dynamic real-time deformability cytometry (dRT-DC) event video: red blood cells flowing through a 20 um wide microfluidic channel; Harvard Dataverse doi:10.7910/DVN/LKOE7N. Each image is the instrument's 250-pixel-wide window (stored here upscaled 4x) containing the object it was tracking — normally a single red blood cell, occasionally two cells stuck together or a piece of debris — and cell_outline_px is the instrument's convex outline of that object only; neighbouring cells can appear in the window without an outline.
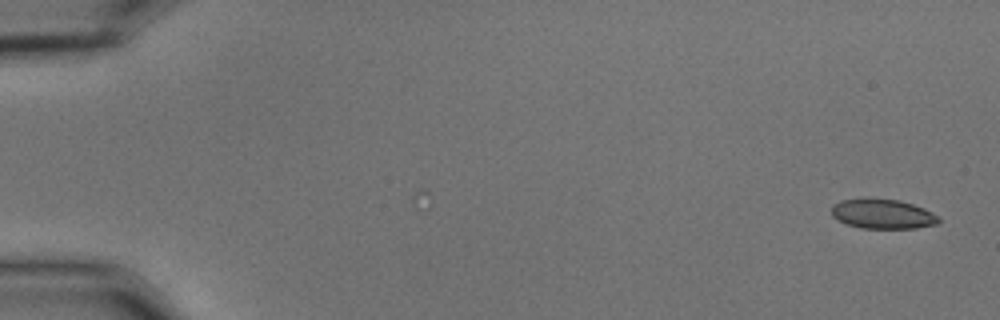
{"species": "common noctule bat (a hibernating species)", "species_latin": "Nyctalus noctula", "temperature_condition": "cold", "stored_images_in_passage": 54, "camera_frame_rate_fps": 3000, "um_per_image_px": 0.085, "animal": {"sex": "male", "body_mass_g": 15.6}, "frame": {"image": 1, "passage_image": 1, "time_ms": 0.0, "image_size_px": [1000, 320], "cell_outline_px": [[940, 220], [936, 224], [916, 228], [860, 228], [848, 224], [832, 216], [832, 204], [840, 200], [900, 200], [924, 208], [932, 212]], "centroid_in_image_um": [75.04, 18.21], "position_along_channel_um": 10.0, "area_um2": 17.98}}
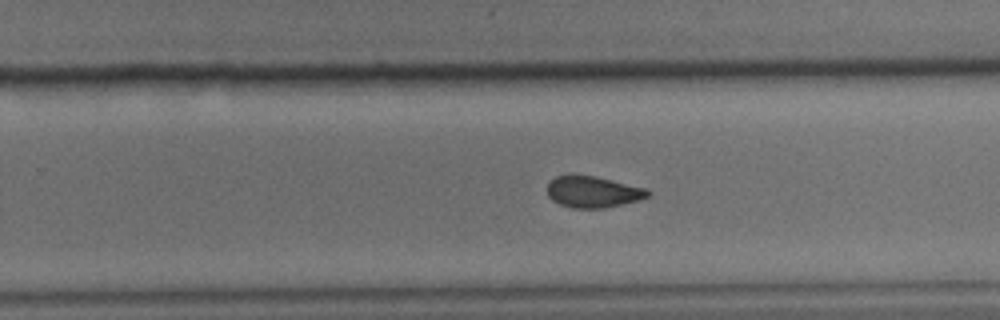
{"frame": {"image": 2, "passage_image": 35, "time_ms": 11.333, "image_size_px": [1000, 320], "cell_outline_px": [[652, 192], [648, 196], [636, 200], [604, 208], [572, 208], [560, 204], [552, 200], [548, 196], [548, 184], [556, 176], [568, 172], [572, 172], [596, 176], [648, 188]], "centroid_in_image_um": [50.37, 16.26], "position_along_channel_um": 279.4, "area_um2": 18.79}}
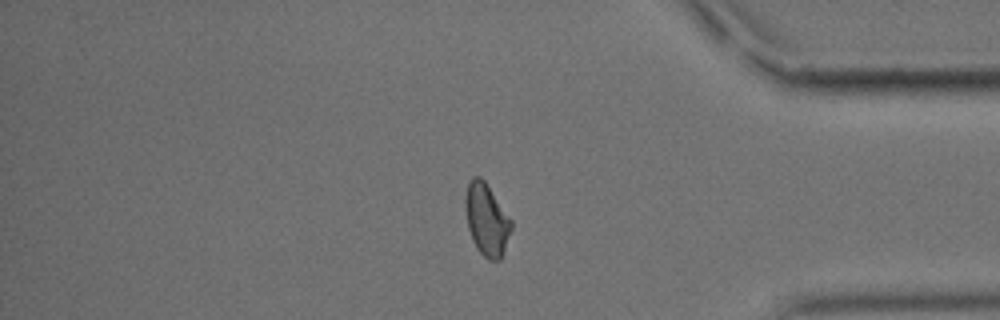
{"frame": {"image": 3, "passage_image": 46, "time_ms": 15.0, "image_size_px": [1000, 320], "cell_outline_px": [[512, 228], [500, 260], [488, 260], [476, 248], [472, 240], [468, 228], [464, 204], [464, 200], [468, 180], [472, 176], [480, 176], [484, 180], [512, 220]], "centroid_in_image_um": [41.34, 18.64], "position_along_channel_um": 393.9, "area_um2": 19.36}, "authors_computed_cell_mechanics": {"area_um2": 19.2763, "velocity_mm_per_s": 3.6597, "shape_relaxation_time_tau1_ms": 9.1471, "shape_relaxation_time_tau2_ms": 2.6733, "deformation_change_tau1": 0.1526, "deformation_change_tau2": 0.0611}}